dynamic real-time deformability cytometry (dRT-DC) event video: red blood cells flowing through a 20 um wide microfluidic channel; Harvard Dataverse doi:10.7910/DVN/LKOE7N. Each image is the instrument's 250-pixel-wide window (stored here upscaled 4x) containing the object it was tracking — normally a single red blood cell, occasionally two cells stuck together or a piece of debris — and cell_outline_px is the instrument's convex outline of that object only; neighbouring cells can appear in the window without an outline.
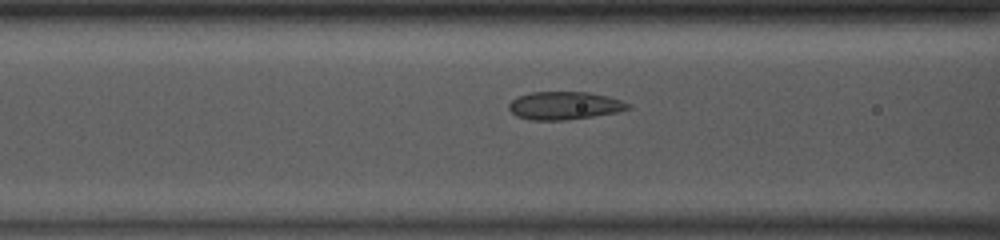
{"species": "common noctule bat (a hibernating species)", "species_latin": "Nyctalus noctula", "temperature_condition": "room temperature", "stored_images_in_passage": 34, "camera_frame_rate_fps": 3000, "um_per_image_px": 0.085, "animal": {"sex": "male", "body_mass_g": 13.0, "forearm_length_mm": 53.1}, "frame": {"image": 1, "passage_image": 4, "time_ms": 1.0, "image_size_px": [1000, 240], "cell_outline_px": [[632, 108], [616, 112], [568, 120], [528, 120], [516, 116], [508, 108], [508, 104], [516, 96], [532, 92], [588, 92], [608, 96], [632, 104]], "centroid_in_image_um": [47.96, 8.97], "position_along_channel_um": 118.6, "area_um2": 19.54}}
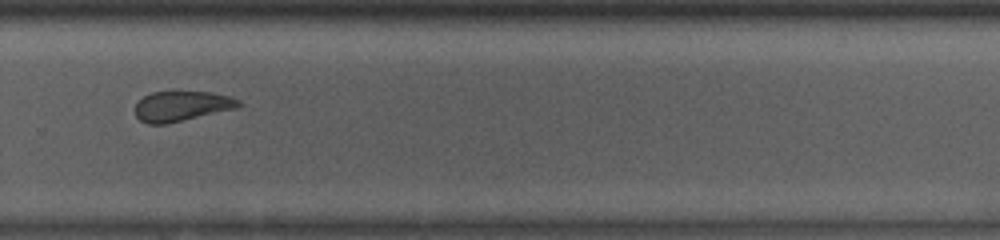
{"frame": {"image": 2, "passage_image": 19, "time_ms": 6.0, "image_size_px": [1000, 240], "cell_outline_px": [[244, 104], [240, 108], [164, 124], [148, 124], [140, 120], [136, 116], [136, 104], [144, 96], [152, 92], [176, 88], [212, 92], [228, 96], [240, 100]], "centroid_in_image_um": [15.49, 8.96], "position_along_channel_um": 314.3, "area_um2": 19.02}}
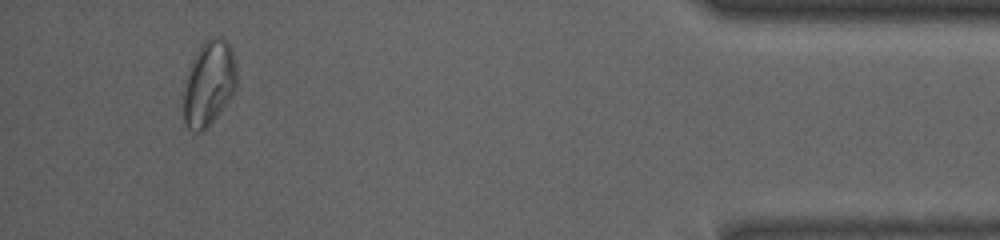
{"frame": {"image": 3, "passage_image": 31, "time_ms": 10.0, "image_size_px": [1000, 240], "cell_outline_px": [[236, 88], [232, 96], [216, 116], [200, 132], [196, 132], [188, 128], [184, 120], [184, 80], [188, 68], [196, 52], [204, 40], [212, 36], [220, 36], [228, 44], [232, 52], [236, 64]], "centroid_in_image_um": [17.74, 7.04], "position_along_channel_um": 417.5, "area_um2": 26.24}, "authors_computed_cell_mechanics": {"area_um2": 19.6231, "velocity_mm_per_s": 3.9171, "shape_relaxation_time_tau1_ms": null, "shape_relaxation_time_tau2_ms": 1.8812, "deformation_change_tau1": null, "deformation_change_tau2": 0.0538}}